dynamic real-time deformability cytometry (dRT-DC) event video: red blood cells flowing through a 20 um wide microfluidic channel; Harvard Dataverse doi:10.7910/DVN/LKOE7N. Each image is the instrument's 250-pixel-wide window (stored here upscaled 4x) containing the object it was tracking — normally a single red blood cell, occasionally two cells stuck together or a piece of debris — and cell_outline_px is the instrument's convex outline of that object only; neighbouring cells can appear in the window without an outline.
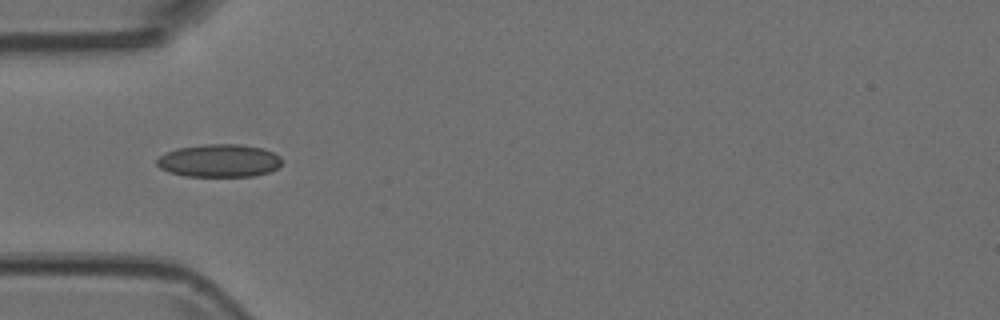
{"species": "Egyptian fruit bat (a non-hibernating species)", "species_latin": "Rousettus aegyptiacus", "temperature_condition": "room temperature", "stored_images_in_passage": 6, "camera_frame_rate_fps": 3000, "um_per_image_px": 0.085, "animal": {"sex": "female"}, "frame": {"image": 1, "passage_image": 4, "time_ms": 1.0, "image_size_px": [1000, 320], "cell_outline_px": [[280, 164], [276, 168], [268, 172], [252, 176], [184, 176], [168, 172], [160, 168], [156, 164], [156, 160], [164, 152], [176, 148], [204, 144], [240, 144], [264, 148], [280, 156]], "centroid_in_image_um": [18.58, 13.65], "position_along_channel_um": 66.4, "area_um2": 24.04}}
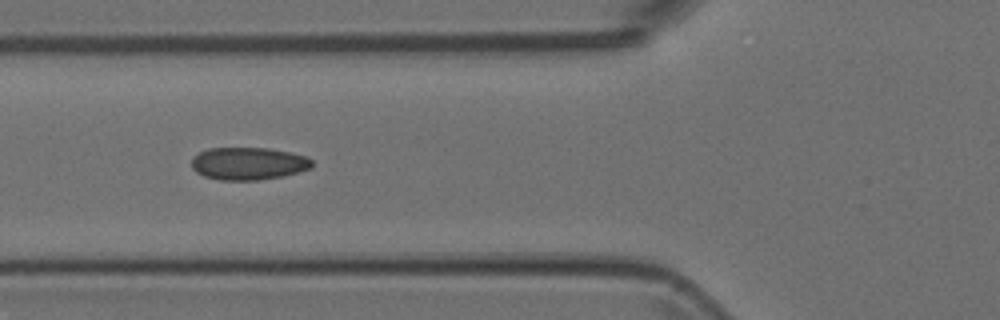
{"frame": {"image": 2, "passage_image": 5, "time_ms": 1.333, "image_size_px": [1000, 320], "cell_outline_px": [[312, 168], [284, 176], [256, 180], [220, 180], [204, 176], [196, 172], [192, 168], [192, 156], [208, 148], [268, 148], [288, 152], [304, 156], [312, 160]], "centroid_in_image_um": [21.09, 13.9], "position_along_channel_um": 104.7, "area_um2": 22.83}}
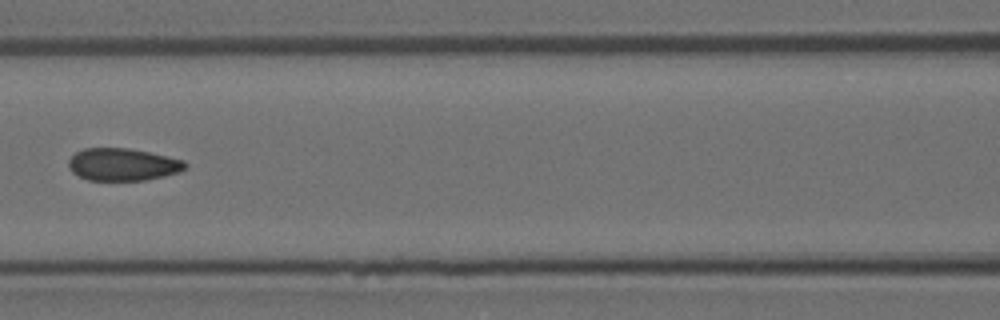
{"frame": {"image": 3, "passage_image": 6, "time_ms": 1.667, "image_size_px": [1000, 320], "cell_outline_px": [[188, 164], [180, 172], [164, 176], [144, 180], [88, 180], [72, 172], [68, 168], [68, 160], [76, 152], [84, 148], [128, 148], [148, 152], [184, 160]], "centroid_in_image_um": [10.42, 13.98], "position_along_channel_um": 156.2, "area_um2": 21.96}}